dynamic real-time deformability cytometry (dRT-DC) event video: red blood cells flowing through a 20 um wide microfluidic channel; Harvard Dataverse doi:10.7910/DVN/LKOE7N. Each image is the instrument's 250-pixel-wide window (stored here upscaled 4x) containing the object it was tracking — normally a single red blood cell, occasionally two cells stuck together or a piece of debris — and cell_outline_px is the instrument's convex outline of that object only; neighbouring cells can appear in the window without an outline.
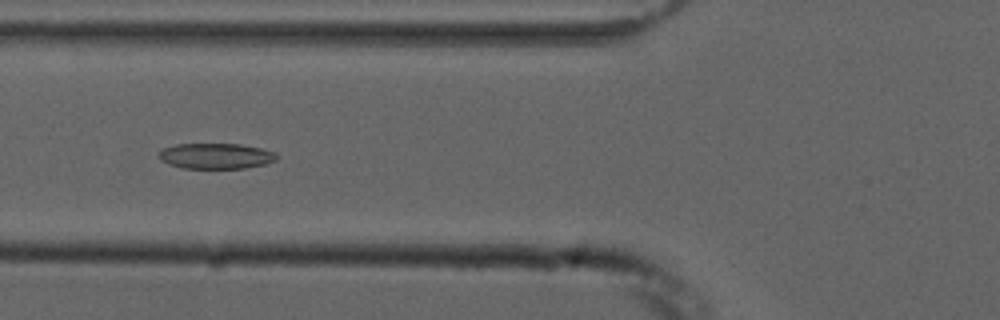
{"species": "common noctule bat (a hibernating species)", "species_latin": "Nyctalus noctula", "temperature_condition": "cold", "stored_images_in_passage": 6, "camera_frame_rate_fps": 3000, "um_per_image_px": 0.085, "animal": {"sex": "male", "forearm_length_mm": 52.5}, "frame": {"image": 1, "passage_image": 4, "time_ms": 4.333, "image_size_px": [1000, 320], "cell_outline_px": [[280, 156], [276, 160], [264, 164], [244, 168], [180, 168], [160, 160], [156, 156], [164, 148], [176, 144], [240, 144], [260, 148], [276, 152]], "centroid_in_image_um": [18.36, 13.26], "position_along_channel_um": 107.4, "area_um2": 17.63}}
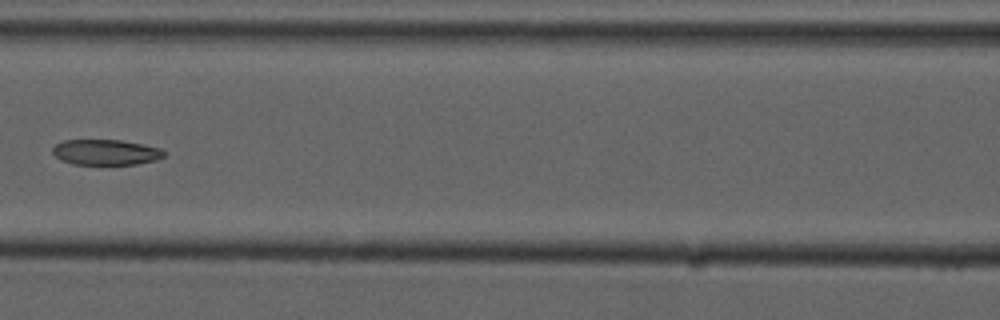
{"frame": {"image": 2, "passage_image": 5, "time_ms": 5.667, "image_size_px": [1000, 320], "cell_outline_px": [[164, 156], [156, 160], [136, 164], [72, 164], [60, 160], [52, 152], [52, 148], [56, 144], [64, 140], [120, 140], [144, 144], [160, 148], [164, 152]], "centroid_in_image_um": [8.98, 12.94], "position_along_channel_um": 157.6, "area_um2": 16.53}}
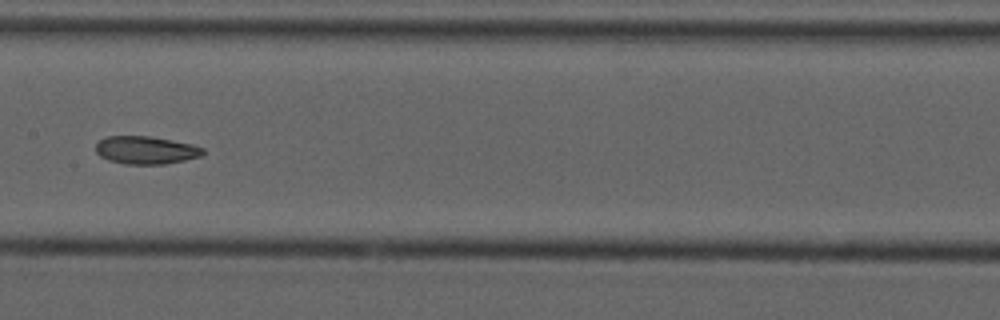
{"frame": {"image": 3, "passage_image": 6, "time_ms": 6.667, "image_size_px": [1000, 320], "cell_outline_px": [[204, 152], [200, 156], [184, 160], [164, 164], [124, 164], [108, 160], [100, 156], [96, 152], [96, 144], [100, 140], [108, 136], [148, 136], [192, 144], [204, 148]], "centroid_in_image_um": [12.38, 12.76], "position_along_channel_um": 195.0, "area_um2": 17.28}}